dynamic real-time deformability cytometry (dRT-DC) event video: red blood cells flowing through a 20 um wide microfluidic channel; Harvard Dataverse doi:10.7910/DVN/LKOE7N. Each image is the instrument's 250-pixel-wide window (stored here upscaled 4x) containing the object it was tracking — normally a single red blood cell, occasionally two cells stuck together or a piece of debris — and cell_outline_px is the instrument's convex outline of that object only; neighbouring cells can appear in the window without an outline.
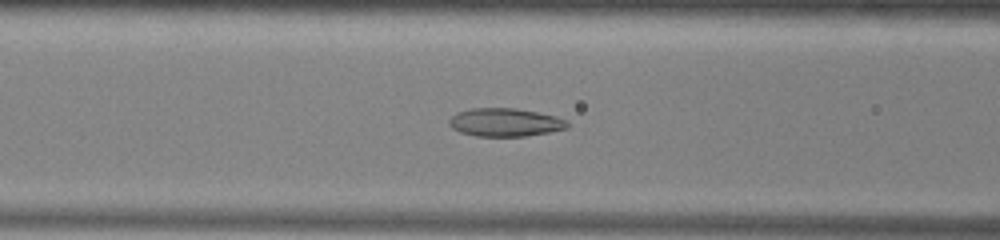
{"species": "common noctule bat (a hibernating species)", "species_latin": "Nyctalus noctula", "temperature_condition": "warm", "stored_images_in_passage": 49, "camera_frame_rate_fps": 3000, "um_per_image_px": 0.085, "animal": {"sex": "male", "body_mass_g": 13.0, "forearm_length_mm": 53.1}, "frame": {"image": 1, "passage_image": 20, "time_ms": 6.333, "image_size_px": [1000, 240], "cell_outline_px": [[568, 128], [548, 132], [524, 136], [476, 136], [460, 132], [452, 128], [448, 124], [448, 120], [456, 112], [472, 108], [516, 108], [556, 116], [568, 120]], "centroid_in_image_um": [42.91, 10.39], "position_along_channel_um": 123.7, "area_um2": 19.48}}
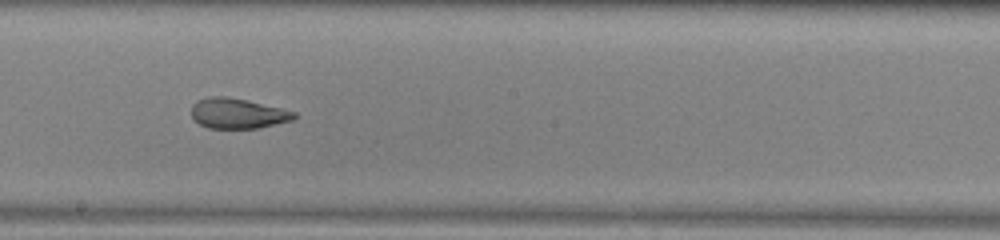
{"frame": {"image": 2, "passage_image": 28, "time_ms": 9.0, "image_size_px": [1000, 240], "cell_outline_px": [[296, 116], [292, 120], [256, 128], [208, 128], [200, 124], [192, 116], [192, 104], [196, 100], [212, 96], [224, 96], [248, 100], [296, 112]], "centroid_in_image_um": [20.18, 9.63], "position_along_channel_um": 228.0, "area_um2": 17.92}}
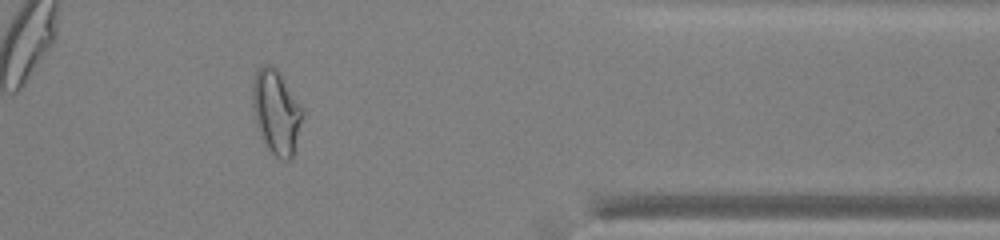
{"frame": {"image": 3, "passage_image": 42, "time_ms": 13.667, "image_size_px": [1000, 240], "cell_outline_px": [[304, 112], [292, 156], [288, 160], [280, 160], [268, 148], [260, 136], [256, 128], [252, 104], [252, 84], [256, 68], [264, 64], [272, 64], [276, 68]], "centroid_in_image_um": [23.43, 9.49], "position_along_channel_um": 388.0, "area_um2": 24.33}, "authors_computed_cell_mechanics": {"area_um2": 22.1952, "velocity_mm_per_s": 3.9228, "shape_relaxation_time_tau1_ms": null, "shape_relaxation_time_tau2_ms": 1.896, "deformation_change_tau1": null, "deformation_change_tau2": 0.0971}}